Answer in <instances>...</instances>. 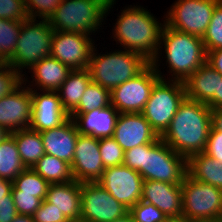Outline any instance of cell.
I'll return each mask as SVG.
<instances>
[{
	"label": "cell",
	"instance_id": "8d00e7d4",
	"mask_svg": "<svg viewBox=\"0 0 222 222\" xmlns=\"http://www.w3.org/2000/svg\"><path fill=\"white\" fill-rule=\"evenodd\" d=\"M23 83L21 76L11 65L0 63V98L11 94Z\"/></svg>",
	"mask_w": 222,
	"mask_h": 222
},
{
	"label": "cell",
	"instance_id": "b9f144b4",
	"mask_svg": "<svg viewBox=\"0 0 222 222\" xmlns=\"http://www.w3.org/2000/svg\"><path fill=\"white\" fill-rule=\"evenodd\" d=\"M147 145H139L125 151L123 165L138 171L142 176L143 151Z\"/></svg>",
	"mask_w": 222,
	"mask_h": 222
},
{
	"label": "cell",
	"instance_id": "d6a6232c",
	"mask_svg": "<svg viewBox=\"0 0 222 222\" xmlns=\"http://www.w3.org/2000/svg\"><path fill=\"white\" fill-rule=\"evenodd\" d=\"M202 40L206 52L222 48V0L216 5Z\"/></svg>",
	"mask_w": 222,
	"mask_h": 222
},
{
	"label": "cell",
	"instance_id": "ffe728a7",
	"mask_svg": "<svg viewBox=\"0 0 222 222\" xmlns=\"http://www.w3.org/2000/svg\"><path fill=\"white\" fill-rule=\"evenodd\" d=\"M79 134L72 118L58 128L40 132L45 154L55 156L71 165Z\"/></svg>",
	"mask_w": 222,
	"mask_h": 222
},
{
	"label": "cell",
	"instance_id": "ba28073f",
	"mask_svg": "<svg viewBox=\"0 0 222 222\" xmlns=\"http://www.w3.org/2000/svg\"><path fill=\"white\" fill-rule=\"evenodd\" d=\"M186 97L182 81L160 79L152 88L150 98L141 114L161 137L170 126L180 103Z\"/></svg>",
	"mask_w": 222,
	"mask_h": 222
},
{
	"label": "cell",
	"instance_id": "d590c367",
	"mask_svg": "<svg viewBox=\"0 0 222 222\" xmlns=\"http://www.w3.org/2000/svg\"><path fill=\"white\" fill-rule=\"evenodd\" d=\"M63 0H24L28 18L48 20Z\"/></svg>",
	"mask_w": 222,
	"mask_h": 222
},
{
	"label": "cell",
	"instance_id": "603a6c76",
	"mask_svg": "<svg viewBox=\"0 0 222 222\" xmlns=\"http://www.w3.org/2000/svg\"><path fill=\"white\" fill-rule=\"evenodd\" d=\"M221 77L209 64H203L183 82L186 98L206 104L218 95V80Z\"/></svg>",
	"mask_w": 222,
	"mask_h": 222
},
{
	"label": "cell",
	"instance_id": "8992f818",
	"mask_svg": "<svg viewBox=\"0 0 222 222\" xmlns=\"http://www.w3.org/2000/svg\"><path fill=\"white\" fill-rule=\"evenodd\" d=\"M53 35L54 30L48 20H23L15 51L6 63L24 77L22 69L30 70L37 62L50 56Z\"/></svg>",
	"mask_w": 222,
	"mask_h": 222
},
{
	"label": "cell",
	"instance_id": "7bdbcfd3",
	"mask_svg": "<svg viewBox=\"0 0 222 222\" xmlns=\"http://www.w3.org/2000/svg\"><path fill=\"white\" fill-rule=\"evenodd\" d=\"M16 216L14 200H0V222H11Z\"/></svg>",
	"mask_w": 222,
	"mask_h": 222
},
{
	"label": "cell",
	"instance_id": "4dcf8cb0",
	"mask_svg": "<svg viewBox=\"0 0 222 222\" xmlns=\"http://www.w3.org/2000/svg\"><path fill=\"white\" fill-rule=\"evenodd\" d=\"M109 105H111L110 91L91 81L82 95L78 107L72 113H87L94 109H103Z\"/></svg>",
	"mask_w": 222,
	"mask_h": 222
},
{
	"label": "cell",
	"instance_id": "7402d4cb",
	"mask_svg": "<svg viewBox=\"0 0 222 222\" xmlns=\"http://www.w3.org/2000/svg\"><path fill=\"white\" fill-rule=\"evenodd\" d=\"M45 200L53 204L70 222H80L81 183L72 180L50 184Z\"/></svg>",
	"mask_w": 222,
	"mask_h": 222
},
{
	"label": "cell",
	"instance_id": "9a60e30c",
	"mask_svg": "<svg viewBox=\"0 0 222 222\" xmlns=\"http://www.w3.org/2000/svg\"><path fill=\"white\" fill-rule=\"evenodd\" d=\"M104 170L99 139L79 134L71 163L74 180L80 183L97 182L102 177Z\"/></svg>",
	"mask_w": 222,
	"mask_h": 222
},
{
	"label": "cell",
	"instance_id": "3957f363",
	"mask_svg": "<svg viewBox=\"0 0 222 222\" xmlns=\"http://www.w3.org/2000/svg\"><path fill=\"white\" fill-rule=\"evenodd\" d=\"M164 46L166 64L171 79L184 82L206 63L207 52L201 37L184 33L164 25L160 44Z\"/></svg>",
	"mask_w": 222,
	"mask_h": 222
},
{
	"label": "cell",
	"instance_id": "7dc6e473",
	"mask_svg": "<svg viewBox=\"0 0 222 222\" xmlns=\"http://www.w3.org/2000/svg\"><path fill=\"white\" fill-rule=\"evenodd\" d=\"M212 127L222 132V108H215L211 113Z\"/></svg>",
	"mask_w": 222,
	"mask_h": 222
},
{
	"label": "cell",
	"instance_id": "f1b7e54d",
	"mask_svg": "<svg viewBox=\"0 0 222 222\" xmlns=\"http://www.w3.org/2000/svg\"><path fill=\"white\" fill-rule=\"evenodd\" d=\"M25 169L14 136L9 134L0 142V177L13 181Z\"/></svg>",
	"mask_w": 222,
	"mask_h": 222
},
{
	"label": "cell",
	"instance_id": "ab89813d",
	"mask_svg": "<svg viewBox=\"0 0 222 222\" xmlns=\"http://www.w3.org/2000/svg\"><path fill=\"white\" fill-rule=\"evenodd\" d=\"M34 222H70L62 212L53 204L48 203L45 199L41 206L32 215Z\"/></svg>",
	"mask_w": 222,
	"mask_h": 222
},
{
	"label": "cell",
	"instance_id": "5bb4252c",
	"mask_svg": "<svg viewBox=\"0 0 222 222\" xmlns=\"http://www.w3.org/2000/svg\"><path fill=\"white\" fill-rule=\"evenodd\" d=\"M144 179L138 171L125 165L105 168L97 181L129 210L141 201Z\"/></svg>",
	"mask_w": 222,
	"mask_h": 222
},
{
	"label": "cell",
	"instance_id": "ac0fdd59",
	"mask_svg": "<svg viewBox=\"0 0 222 222\" xmlns=\"http://www.w3.org/2000/svg\"><path fill=\"white\" fill-rule=\"evenodd\" d=\"M112 137L124 151L160 138L141 113H120Z\"/></svg>",
	"mask_w": 222,
	"mask_h": 222
},
{
	"label": "cell",
	"instance_id": "4316f807",
	"mask_svg": "<svg viewBox=\"0 0 222 222\" xmlns=\"http://www.w3.org/2000/svg\"><path fill=\"white\" fill-rule=\"evenodd\" d=\"M14 136L18 152L26 168H33L45 154L40 132L24 128L11 133Z\"/></svg>",
	"mask_w": 222,
	"mask_h": 222
},
{
	"label": "cell",
	"instance_id": "681fc988",
	"mask_svg": "<svg viewBox=\"0 0 222 222\" xmlns=\"http://www.w3.org/2000/svg\"><path fill=\"white\" fill-rule=\"evenodd\" d=\"M112 222H134L133 217L131 216L130 213L126 214L124 217L116 219Z\"/></svg>",
	"mask_w": 222,
	"mask_h": 222
},
{
	"label": "cell",
	"instance_id": "836d02e7",
	"mask_svg": "<svg viewBox=\"0 0 222 222\" xmlns=\"http://www.w3.org/2000/svg\"><path fill=\"white\" fill-rule=\"evenodd\" d=\"M99 149L105 168L123 165L125 151L113 137L100 138Z\"/></svg>",
	"mask_w": 222,
	"mask_h": 222
},
{
	"label": "cell",
	"instance_id": "7c38bea8",
	"mask_svg": "<svg viewBox=\"0 0 222 222\" xmlns=\"http://www.w3.org/2000/svg\"><path fill=\"white\" fill-rule=\"evenodd\" d=\"M81 203L80 222H112L129 213L97 182L81 183Z\"/></svg>",
	"mask_w": 222,
	"mask_h": 222
},
{
	"label": "cell",
	"instance_id": "44dd1931",
	"mask_svg": "<svg viewBox=\"0 0 222 222\" xmlns=\"http://www.w3.org/2000/svg\"><path fill=\"white\" fill-rule=\"evenodd\" d=\"M119 114L112 105H109L87 113H71L69 117L74 120L80 134L100 139L113 136Z\"/></svg>",
	"mask_w": 222,
	"mask_h": 222
},
{
	"label": "cell",
	"instance_id": "52a82bcc",
	"mask_svg": "<svg viewBox=\"0 0 222 222\" xmlns=\"http://www.w3.org/2000/svg\"><path fill=\"white\" fill-rule=\"evenodd\" d=\"M182 218L187 222H219L222 216V189L192 178L181 184Z\"/></svg>",
	"mask_w": 222,
	"mask_h": 222
},
{
	"label": "cell",
	"instance_id": "9c48e42d",
	"mask_svg": "<svg viewBox=\"0 0 222 222\" xmlns=\"http://www.w3.org/2000/svg\"><path fill=\"white\" fill-rule=\"evenodd\" d=\"M187 159L173 151L161 138L143 151L142 178L182 184L187 174Z\"/></svg>",
	"mask_w": 222,
	"mask_h": 222
},
{
	"label": "cell",
	"instance_id": "c3c4849f",
	"mask_svg": "<svg viewBox=\"0 0 222 222\" xmlns=\"http://www.w3.org/2000/svg\"><path fill=\"white\" fill-rule=\"evenodd\" d=\"M11 222H34V221L32 216L17 214V216Z\"/></svg>",
	"mask_w": 222,
	"mask_h": 222
},
{
	"label": "cell",
	"instance_id": "484cf974",
	"mask_svg": "<svg viewBox=\"0 0 222 222\" xmlns=\"http://www.w3.org/2000/svg\"><path fill=\"white\" fill-rule=\"evenodd\" d=\"M187 170L195 180L222 189V164L205 153L192 155L187 160Z\"/></svg>",
	"mask_w": 222,
	"mask_h": 222
},
{
	"label": "cell",
	"instance_id": "8fae6325",
	"mask_svg": "<svg viewBox=\"0 0 222 222\" xmlns=\"http://www.w3.org/2000/svg\"><path fill=\"white\" fill-rule=\"evenodd\" d=\"M161 79L150 63L136 77L120 84L111 92V105L119 113H141L154 85Z\"/></svg>",
	"mask_w": 222,
	"mask_h": 222
},
{
	"label": "cell",
	"instance_id": "1f68e13d",
	"mask_svg": "<svg viewBox=\"0 0 222 222\" xmlns=\"http://www.w3.org/2000/svg\"><path fill=\"white\" fill-rule=\"evenodd\" d=\"M22 21L0 18V63H6L15 51Z\"/></svg>",
	"mask_w": 222,
	"mask_h": 222
},
{
	"label": "cell",
	"instance_id": "cb8c5ba5",
	"mask_svg": "<svg viewBox=\"0 0 222 222\" xmlns=\"http://www.w3.org/2000/svg\"><path fill=\"white\" fill-rule=\"evenodd\" d=\"M30 71L33 73L31 77L34 79L31 81L32 85L29 83L28 88L33 90L37 86V89L42 91H56L72 72L69 67L51 56L37 62Z\"/></svg>",
	"mask_w": 222,
	"mask_h": 222
},
{
	"label": "cell",
	"instance_id": "e0dca14e",
	"mask_svg": "<svg viewBox=\"0 0 222 222\" xmlns=\"http://www.w3.org/2000/svg\"><path fill=\"white\" fill-rule=\"evenodd\" d=\"M37 91V89L31 90L32 111L29 128L43 132L58 128L70 118L56 91L41 90V93Z\"/></svg>",
	"mask_w": 222,
	"mask_h": 222
},
{
	"label": "cell",
	"instance_id": "d4e9b609",
	"mask_svg": "<svg viewBox=\"0 0 222 222\" xmlns=\"http://www.w3.org/2000/svg\"><path fill=\"white\" fill-rule=\"evenodd\" d=\"M91 81L88 69L73 70L56 90L64 110L69 115L78 107L82 95Z\"/></svg>",
	"mask_w": 222,
	"mask_h": 222
},
{
	"label": "cell",
	"instance_id": "74e56055",
	"mask_svg": "<svg viewBox=\"0 0 222 222\" xmlns=\"http://www.w3.org/2000/svg\"><path fill=\"white\" fill-rule=\"evenodd\" d=\"M17 214L32 216L41 206L42 200L34 194L21 193L19 190H11Z\"/></svg>",
	"mask_w": 222,
	"mask_h": 222
},
{
	"label": "cell",
	"instance_id": "e575fe53",
	"mask_svg": "<svg viewBox=\"0 0 222 222\" xmlns=\"http://www.w3.org/2000/svg\"><path fill=\"white\" fill-rule=\"evenodd\" d=\"M129 213L134 219V222H164L167 217L153 204L139 201L134 205Z\"/></svg>",
	"mask_w": 222,
	"mask_h": 222
},
{
	"label": "cell",
	"instance_id": "ee69618b",
	"mask_svg": "<svg viewBox=\"0 0 222 222\" xmlns=\"http://www.w3.org/2000/svg\"><path fill=\"white\" fill-rule=\"evenodd\" d=\"M206 63L222 76V48L207 52Z\"/></svg>",
	"mask_w": 222,
	"mask_h": 222
},
{
	"label": "cell",
	"instance_id": "60d3db41",
	"mask_svg": "<svg viewBox=\"0 0 222 222\" xmlns=\"http://www.w3.org/2000/svg\"><path fill=\"white\" fill-rule=\"evenodd\" d=\"M206 155L215 159L217 163L222 164V132L211 127L207 145L204 150Z\"/></svg>",
	"mask_w": 222,
	"mask_h": 222
},
{
	"label": "cell",
	"instance_id": "816d5d0a",
	"mask_svg": "<svg viewBox=\"0 0 222 222\" xmlns=\"http://www.w3.org/2000/svg\"><path fill=\"white\" fill-rule=\"evenodd\" d=\"M164 222H187L183 218H167Z\"/></svg>",
	"mask_w": 222,
	"mask_h": 222
},
{
	"label": "cell",
	"instance_id": "d6986e66",
	"mask_svg": "<svg viewBox=\"0 0 222 222\" xmlns=\"http://www.w3.org/2000/svg\"><path fill=\"white\" fill-rule=\"evenodd\" d=\"M141 201L153 204L167 218H182L181 184L144 180Z\"/></svg>",
	"mask_w": 222,
	"mask_h": 222
},
{
	"label": "cell",
	"instance_id": "f6af8a7d",
	"mask_svg": "<svg viewBox=\"0 0 222 222\" xmlns=\"http://www.w3.org/2000/svg\"><path fill=\"white\" fill-rule=\"evenodd\" d=\"M11 189L12 181L0 177V200H14Z\"/></svg>",
	"mask_w": 222,
	"mask_h": 222
},
{
	"label": "cell",
	"instance_id": "6da1fadb",
	"mask_svg": "<svg viewBox=\"0 0 222 222\" xmlns=\"http://www.w3.org/2000/svg\"><path fill=\"white\" fill-rule=\"evenodd\" d=\"M141 6H128L121 10L113 29L114 40L120 43L123 49L142 55L157 71L161 79L165 80L159 70V53L161 33L165 25L159 23L149 10ZM159 52V53H158Z\"/></svg>",
	"mask_w": 222,
	"mask_h": 222
},
{
	"label": "cell",
	"instance_id": "7a4b0ae2",
	"mask_svg": "<svg viewBox=\"0 0 222 222\" xmlns=\"http://www.w3.org/2000/svg\"><path fill=\"white\" fill-rule=\"evenodd\" d=\"M211 113L205 103L185 97L160 138L187 160L192 155L203 153L212 127Z\"/></svg>",
	"mask_w": 222,
	"mask_h": 222
},
{
	"label": "cell",
	"instance_id": "5b68a950",
	"mask_svg": "<svg viewBox=\"0 0 222 222\" xmlns=\"http://www.w3.org/2000/svg\"><path fill=\"white\" fill-rule=\"evenodd\" d=\"M123 50L102 55L96 52L95 46L92 50L88 66L91 80L110 92L120 84L136 77L150 64L142 55Z\"/></svg>",
	"mask_w": 222,
	"mask_h": 222
},
{
	"label": "cell",
	"instance_id": "bcb514c9",
	"mask_svg": "<svg viewBox=\"0 0 222 222\" xmlns=\"http://www.w3.org/2000/svg\"><path fill=\"white\" fill-rule=\"evenodd\" d=\"M206 105L211 109L222 108V77L218 80V95H214Z\"/></svg>",
	"mask_w": 222,
	"mask_h": 222
},
{
	"label": "cell",
	"instance_id": "277c9868",
	"mask_svg": "<svg viewBox=\"0 0 222 222\" xmlns=\"http://www.w3.org/2000/svg\"><path fill=\"white\" fill-rule=\"evenodd\" d=\"M116 0H63L48 19L54 31L91 35L99 29L104 16Z\"/></svg>",
	"mask_w": 222,
	"mask_h": 222
},
{
	"label": "cell",
	"instance_id": "2e32d148",
	"mask_svg": "<svg viewBox=\"0 0 222 222\" xmlns=\"http://www.w3.org/2000/svg\"><path fill=\"white\" fill-rule=\"evenodd\" d=\"M26 81L28 79L24 77L23 83L17 89L0 98V125L10 134L29 128L31 124V89L25 87Z\"/></svg>",
	"mask_w": 222,
	"mask_h": 222
},
{
	"label": "cell",
	"instance_id": "4fadbf2b",
	"mask_svg": "<svg viewBox=\"0 0 222 222\" xmlns=\"http://www.w3.org/2000/svg\"><path fill=\"white\" fill-rule=\"evenodd\" d=\"M94 40L80 32L54 31L50 56L73 70L88 69Z\"/></svg>",
	"mask_w": 222,
	"mask_h": 222
},
{
	"label": "cell",
	"instance_id": "f35d334b",
	"mask_svg": "<svg viewBox=\"0 0 222 222\" xmlns=\"http://www.w3.org/2000/svg\"><path fill=\"white\" fill-rule=\"evenodd\" d=\"M0 18L23 21L28 18L24 0H0Z\"/></svg>",
	"mask_w": 222,
	"mask_h": 222
},
{
	"label": "cell",
	"instance_id": "f546056e",
	"mask_svg": "<svg viewBox=\"0 0 222 222\" xmlns=\"http://www.w3.org/2000/svg\"><path fill=\"white\" fill-rule=\"evenodd\" d=\"M49 183L32 168H26L13 181L11 190L34 194L42 201L46 198Z\"/></svg>",
	"mask_w": 222,
	"mask_h": 222
},
{
	"label": "cell",
	"instance_id": "f907efd6",
	"mask_svg": "<svg viewBox=\"0 0 222 222\" xmlns=\"http://www.w3.org/2000/svg\"><path fill=\"white\" fill-rule=\"evenodd\" d=\"M10 133L6 131L1 125H0V142L8 136Z\"/></svg>",
	"mask_w": 222,
	"mask_h": 222
},
{
	"label": "cell",
	"instance_id": "83f0119b",
	"mask_svg": "<svg viewBox=\"0 0 222 222\" xmlns=\"http://www.w3.org/2000/svg\"><path fill=\"white\" fill-rule=\"evenodd\" d=\"M49 184L74 180L71 165L55 156L44 154L32 168Z\"/></svg>",
	"mask_w": 222,
	"mask_h": 222
},
{
	"label": "cell",
	"instance_id": "30bf717a",
	"mask_svg": "<svg viewBox=\"0 0 222 222\" xmlns=\"http://www.w3.org/2000/svg\"><path fill=\"white\" fill-rule=\"evenodd\" d=\"M220 1L177 0L167 11L165 24L172 29L203 38Z\"/></svg>",
	"mask_w": 222,
	"mask_h": 222
}]
</instances>
